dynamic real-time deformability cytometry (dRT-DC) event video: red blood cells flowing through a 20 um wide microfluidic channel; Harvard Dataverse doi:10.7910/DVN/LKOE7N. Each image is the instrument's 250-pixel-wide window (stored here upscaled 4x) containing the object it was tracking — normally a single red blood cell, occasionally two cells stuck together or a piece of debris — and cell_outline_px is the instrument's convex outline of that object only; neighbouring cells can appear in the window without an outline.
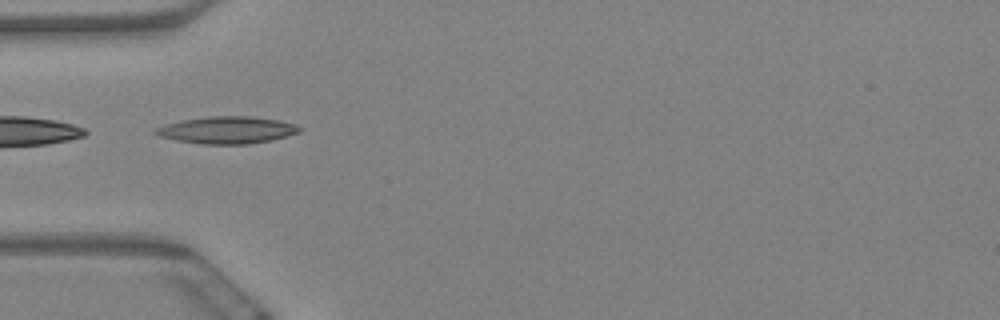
{"species": "Egyptian fruit bat (a non-hibernating species)", "species_latin": "Rousettus aegyptiacus", "temperature_condition": "warm", "stored_images_in_passage": 42, "camera_frame_rate_fps": 3000, "um_per_image_px": 0.085, "animal": {"sex": "female"}, "frame": {"image": 1, "passage_image": 1, "time_ms": 0.0, "image_size_px": [1000, 320], "cell_outline_px": [[304, 128], [300, 132], [272, 140], [248, 144], [204, 144], [176, 140], [160, 136], [152, 132], [152, 128], [164, 124], [180, 120], [208, 116], [252, 116], [276, 120], [296, 124]], "centroid_in_image_um": [19.27, 11.05], "position_along_channel_um": 65.7, "area_um2": 22.95}}
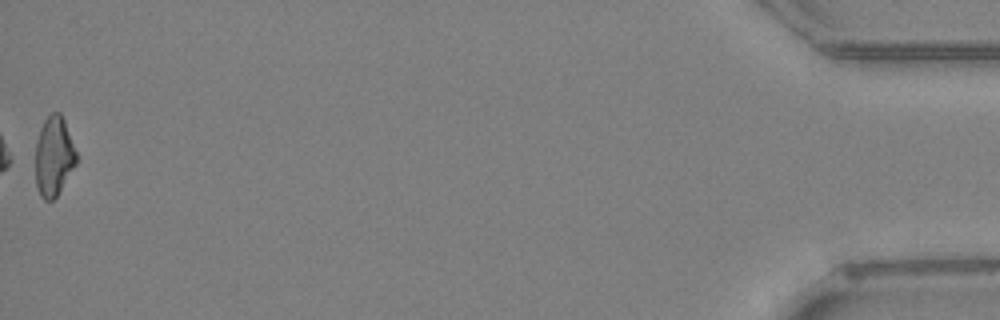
{"frame": {"image": 2, "passage_image": 42, "time_ms": 13.667, "image_size_px": [1000, 320], "cell_outline_px": [[76, 164], [56, 196], [52, 200], [44, 200], [40, 196], [36, 184], [36, 140], [40, 128], [44, 120], [52, 112], [60, 112], [64, 120], [76, 152]], "centroid_in_image_um": [4.56, 13.27], "position_along_channel_um": 430.6, "area_um2": 18.73}, "authors_computed_cell_mechanics": {"area_um2": 19.4786, "velocity_mm_per_s": 3.3964, "shape_relaxation_time_tau1_ms": 10.3876, "shape_relaxation_time_tau2_ms": 3.7248, "deformation_change_tau1": 0.2521, "deformation_change_tau2": 0.1142}}